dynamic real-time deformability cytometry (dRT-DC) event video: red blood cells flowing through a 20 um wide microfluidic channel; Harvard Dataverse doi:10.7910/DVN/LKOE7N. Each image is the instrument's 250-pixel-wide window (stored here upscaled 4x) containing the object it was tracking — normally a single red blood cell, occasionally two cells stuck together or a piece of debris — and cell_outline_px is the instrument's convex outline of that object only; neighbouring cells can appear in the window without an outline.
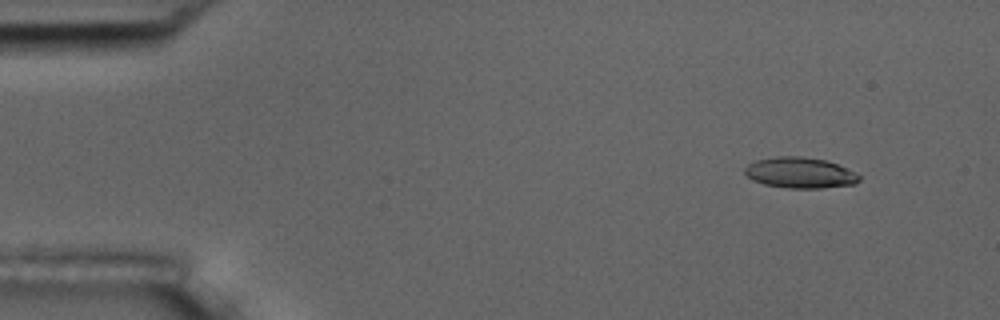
{"species": "common noctule bat (a hibernating species)", "species_latin": "Nyctalus noctula", "temperature_condition": "room temperature", "stored_images_in_passage": 5, "camera_frame_rate_fps": 3000, "um_per_image_px": 0.085, "animal": {"sex": "male", "body_mass_g": 17.5, "forearm_length_mm": 52.3}, "frame": {"image": 1, "passage_image": 2, "time_ms": 1.333, "image_size_px": [1000, 320], "cell_outline_px": [[860, 180], [856, 184], [820, 188], [788, 188], [764, 184], [752, 180], [744, 172], [744, 168], [748, 164], [756, 160], [776, 156], [800, 156], [824, 160], [836, 164], [856, 172], [860, 176]], "centroid_in_image_um": [67.99, 14.69], "position_along_channel_um": 17.0, "area_um2": 20.52}}
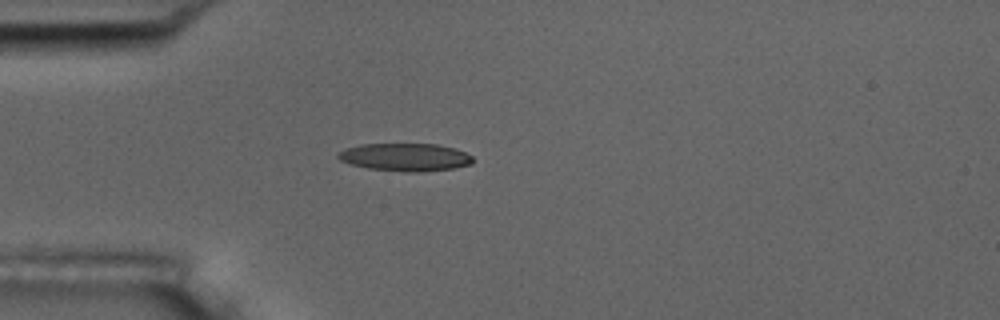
{"frame": {"image": 2, "passage_image": 5, "time_ms": 4.667, "image_size_px": [1000, 320], "cell_outline_px": [[472, 164], [452, 168], [420, 172], [408, 172], [368, 168], [352, 164], [340, 160], [336, 156], [340, 152], [348, 148], [364, 144], [436, 144], [452, 148], [464, 152], [472, 156]], "centroid_in_image_um": [34.46, 13.36], "position_along_channel_um": 50.5, "area_um2": 21.44}}